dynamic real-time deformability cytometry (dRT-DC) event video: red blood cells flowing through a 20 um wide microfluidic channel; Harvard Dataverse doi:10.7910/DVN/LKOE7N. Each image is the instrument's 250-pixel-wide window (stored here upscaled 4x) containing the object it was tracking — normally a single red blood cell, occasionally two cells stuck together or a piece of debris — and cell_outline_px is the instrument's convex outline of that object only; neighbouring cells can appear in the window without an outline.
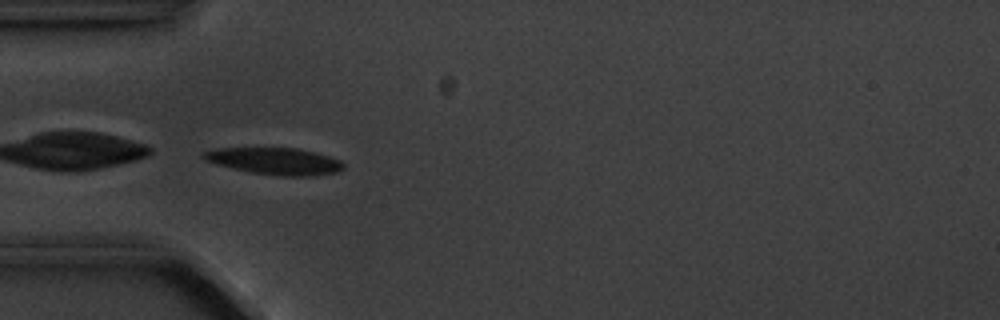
{"species": "common noctule bat (a hibernating species)", "species_latin": "Nyctalus noctula", "temperature_condition": "cold", "stored_images_in_passage": 5, "camera_frame_rate_fps": 3000, "um_per_image_px": 0.085, "animal": {"sex": "male", "body_mass_g": 20.1, "forearm_length_mm": 53.5}, "frame": {"image": 1, "passage_image": 4, "time_ms": 3.333, "image_size_px": [1000, 320], "cell_outline_px": [[344, 168], [336, 172], [312, 176], [280, 176], [248, 172], [216, 164], [204, 160], [200, 156], [204, 152], [220, 148], [296, 148], [316, 152], [340, 160], [344, 164]], "centroid_in_image_um": [23.36, 13.7], "position_along_channel_um": 61.6, "area_um2": 21.91}}